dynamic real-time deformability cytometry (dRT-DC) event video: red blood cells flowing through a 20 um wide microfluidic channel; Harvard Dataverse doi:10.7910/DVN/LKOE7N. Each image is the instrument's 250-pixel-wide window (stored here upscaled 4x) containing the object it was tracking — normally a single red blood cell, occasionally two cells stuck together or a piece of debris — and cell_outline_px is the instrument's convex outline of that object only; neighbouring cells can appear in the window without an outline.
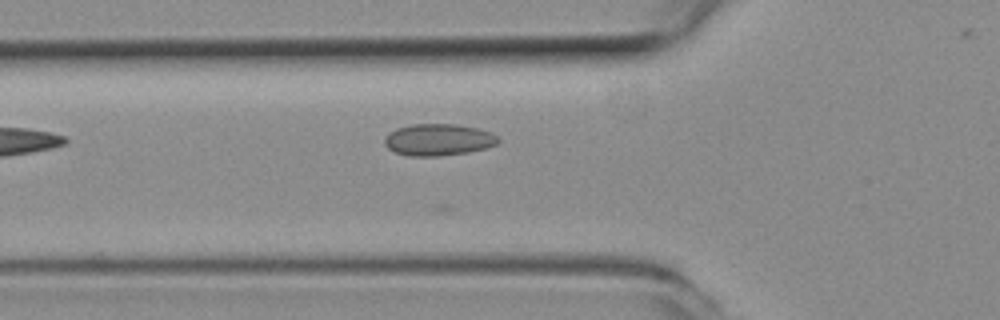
{"species": "common noctule bat (a hibernating species)", "species_latin": "Nyctalus noctula", "temperature_condition": "room temperature", "stored_images_in_passage": 17, "camera_frame_rate_fps": 3000, "um_per_image_px": 0.085, "animal": {"sex": "female", "body_mass_g": 19.3, "forearm_length_mm": 54.1}, "frame": {"image": 1, "passage_image": 7, "time_ms": 2.0, "image_size_px": [1000, 320], "cell_outline_px": [[500, 140], [496, 144], [484, 148], [464, 152], [440, 156], [408, 156], [396, 152], [388, 148], [384, 144], [384, 140], [388, 132], [396, 128], [408, 124], [456, 124], [476, 128], [492, 132]], "centroid_in_image_um": [37.21, 11.86], "position_along_channel_um": 88.6, "area_um2": 20.98}}
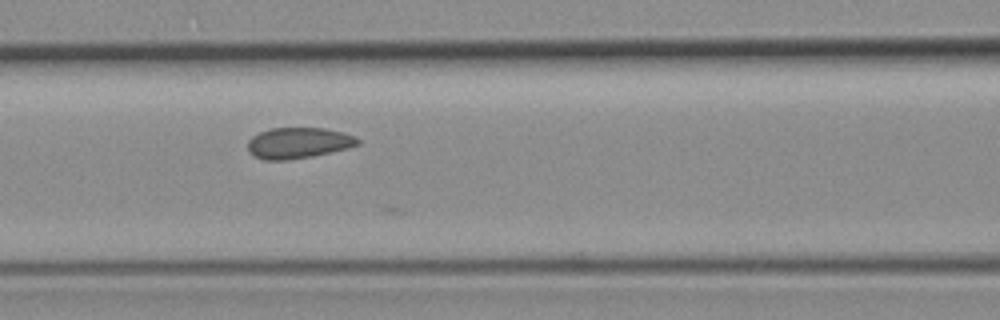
{"frame": {"image": 2, "passage_image": 11, "time_ms": 3.333, "image_size_px": [1000, 320], "cell_outline_px": [[360, 144], [348, 148], [312, 156], [288, 160], [264, 160], [256, 156], [248, 148], [248, 140], [252, 136], [268, 128], [324, 128], [344, 132], [356, 136], [360, 140]], "centroid_in_image_um": [25.39, 12.14], "position_along_channel_um": 141.2, "area_um2": 19.83}}